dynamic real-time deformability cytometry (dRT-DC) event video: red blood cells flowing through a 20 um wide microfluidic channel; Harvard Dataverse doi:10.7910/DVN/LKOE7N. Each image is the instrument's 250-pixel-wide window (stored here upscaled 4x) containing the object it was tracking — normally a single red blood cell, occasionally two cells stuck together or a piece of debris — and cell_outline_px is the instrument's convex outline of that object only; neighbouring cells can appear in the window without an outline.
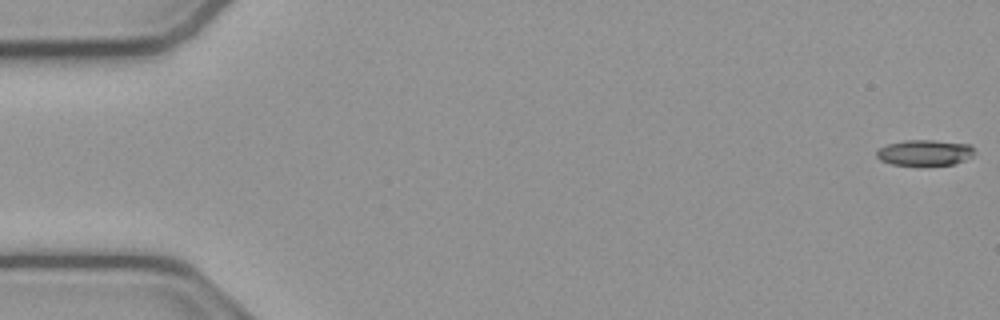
{"species": "common noctule bat (a hibernating species)", "species_latin": "Nyctalus noctula", "temperature_condition": "cold", "stored_images_in_passage": 9, "camera_frame_rate_fps": 3000, "um_per_image_px": 0.085, "animal": {"sex": "male", "body_mass_g": 23.1, "forearm_length_mm": 52.7}, "frame": {"image": 1, "passage_image": 1, "time_ms": 0.0, "image_size_px": [1000, 320], "cell_outline_px": [[972, 156], [964, 160], [952, 164], [892, 164], [880, 160], [876, 156], [876, 152], [880, 148], [888, 144], [904, 140], [932, 140], [972, 144]], "centroid_in_image_um": [78.59, 12.95], "position_along_channel_um": 6.4, "area_um2": 14.33}}